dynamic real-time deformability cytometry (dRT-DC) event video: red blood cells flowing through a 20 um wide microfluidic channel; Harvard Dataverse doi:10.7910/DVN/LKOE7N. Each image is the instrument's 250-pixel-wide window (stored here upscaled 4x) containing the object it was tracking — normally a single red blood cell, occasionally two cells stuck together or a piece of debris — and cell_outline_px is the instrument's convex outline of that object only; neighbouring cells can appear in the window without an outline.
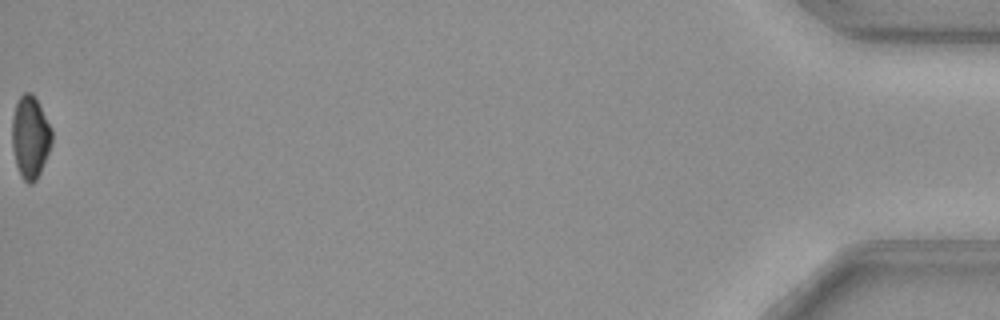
{"species": "common noctule bat (a hibernating species)", "species_latin": "Nyctalus noctula", "temperature_condition": "cold", "stored_images_in_passage": 40, "camera_frame_rate_fps": 3000, "um_per_image_px": 0.085, "animal": {"sex": "female", "body_mass_g": 29.2, "forearm_length_mm": 56.3}, "frame": {"image": 1, "passage_image": 40, "time_ms": 13.0, "image_size_px": [1000, 320], "cell_outline_px": [[52, 144], [40, 172], [36, 180], [32, 184], [28, 184], [20, 176], [16, 164], [12, 148], [12, 116], [16, 104], [20, 96], [24, 92], [32, 92], [52, 128]], "centroid_in_image_um": [2.57, 11.66], "position_along_channel_um": 432.6, "area_um2": 19.19}, "authors_computed_cell_mechanics": {"area_um2": 21.0392, "velocity_mm_per_s": 3.7181, "shape_relaxation_time_tau1_ms": 8.4598, "shape_relaxation_time_tau2_ms": null, "deformation_change_tau1": 0.1418, "deformation_change_tau2": null}}